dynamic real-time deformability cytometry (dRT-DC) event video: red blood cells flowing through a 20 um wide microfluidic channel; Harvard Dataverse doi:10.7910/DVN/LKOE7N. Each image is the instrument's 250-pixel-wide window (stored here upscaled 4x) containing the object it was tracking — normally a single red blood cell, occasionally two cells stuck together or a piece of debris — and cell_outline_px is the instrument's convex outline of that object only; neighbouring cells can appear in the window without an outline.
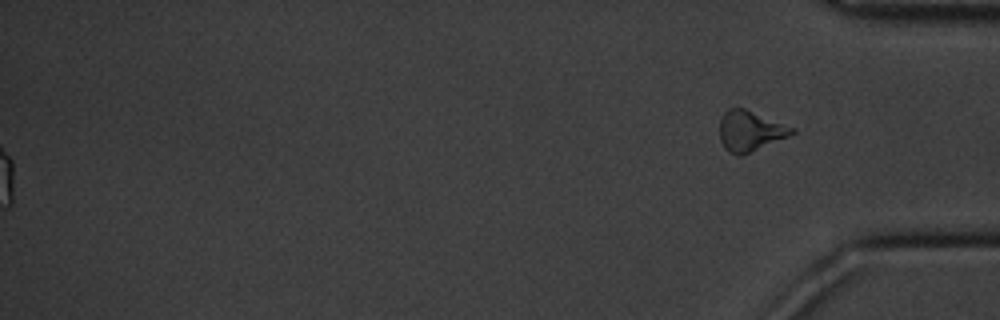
{"species": "common noctule bat (a hibernating species)", "species_latin": "Nyctalus noctula", "temperature_condition": "cold", "stored_images_in_passage": 56, "segment_of_instrument_passage": [2, 2], "camera_frame_rate_fps": 3000, "um_per_image_px": 0.085, "animal": {"sex": "male", "body_mass_g": 20.1, "forearm_length_mm": 53.5}, "frame": {"image": 1, "passage_image": 56, "time_ms": 18.333, "image_size_px": [1000, 320], "cell_outline_px": [[796, 132], [788, 136], [740, 156], [736, 156], [728, 152], [724, 148], [720, 140], [720, 120], [724, 112], [728, 108], [744, 108], [796, 128]], "centroid_in_image_um": [63.74, 11.13], "position_along_channel_um": 371.5, "area_um2": 16.94}}